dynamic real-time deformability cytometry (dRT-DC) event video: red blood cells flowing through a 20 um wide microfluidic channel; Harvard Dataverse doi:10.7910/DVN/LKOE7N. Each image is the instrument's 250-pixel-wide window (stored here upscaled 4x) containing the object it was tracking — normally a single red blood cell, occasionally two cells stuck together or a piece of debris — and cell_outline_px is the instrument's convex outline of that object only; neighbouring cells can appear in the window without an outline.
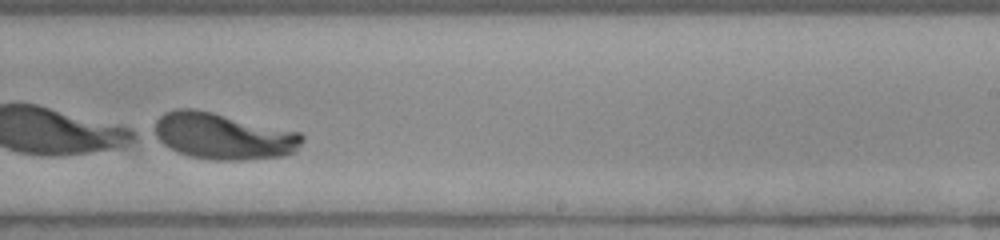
{"species": "human", "species_latin": "Homo sapiens", "temperature_condition": "room temperature", "stored_images_in_passage": 33, "camera_frame_rate_fps": 3000, "um_per_image_px": 0.085, "donor": {"sex": "female"}, "frame": {"image": 1, "passage_image": 23, "time_ms": 7.333, "image_size_px": [1000, 240], "cell_outline_px": [[304, 140], [292, 152], [284, 156], [244, 160], [212, 160], [192, 156], [180, 152], [164, 144], [156, 136], [152, 128], [156, 120], [164, 112], [176, 108], [192, 108], [212, 112], [300, 132], [304, 136]], "centroid_in_image_um": [18.96, 11.56], "position_along_channel_um": 270.0, "area_um2": 39.77}}